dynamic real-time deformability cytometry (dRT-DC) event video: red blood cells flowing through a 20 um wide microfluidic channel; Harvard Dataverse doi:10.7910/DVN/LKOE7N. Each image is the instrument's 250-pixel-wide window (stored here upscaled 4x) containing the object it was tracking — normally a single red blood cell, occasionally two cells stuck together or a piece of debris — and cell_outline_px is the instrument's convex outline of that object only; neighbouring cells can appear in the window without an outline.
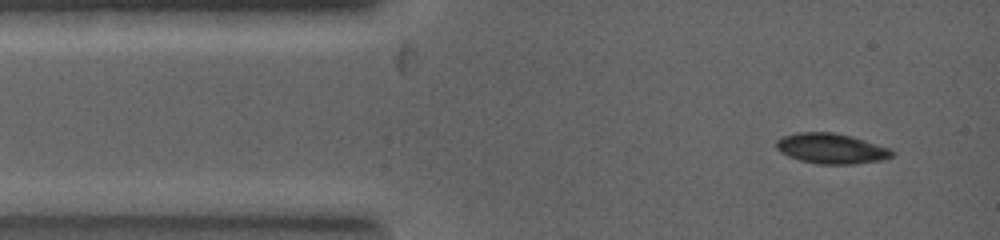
{"species": "common noctule bat (a hibernating species)", "species_latin": "Nyctalus noctula", "temperature_condition": "warm", "stored_images_in_passage": 3, "camera_frame_rate_fps": 5000, "um_per_image_px": 0.085, "animal": {"sex": "female", "body_mass_g": 19.0, "forearm_length_mm": 53.3}, "frame": {"image": 1, "passage_image": 1, "time_ms": 0.0, "image_size_px": [1000, 240], "cell_outline_px": [[896, 152], [892, 156], [880, 160], [852, 164], [820, 164], [800, 160], [788, 156], [780, 152], [776, 148], [776, 140], [784, 136], [796, 132], [832, 132], [852, 136], [888, 148]], "centroid_in_image_um": [70.63, 12.62], "position_along_channel_um": 14.4, "area_um2": 20.29}}
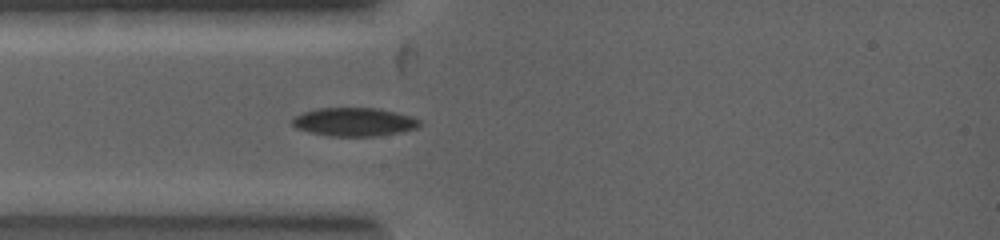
{"frame": {"image": 2, "passage_image": 3, "time_ms": 1.4, "image_size_px": [1000, 240], "cell_outline_px": [[420, 124], [416, 128], [400, 132], [376, 136], [328, 136], [308, 132], [296, 128], [288, 120], [304, 112], [320, 108], [376, 108], [412, 116], [420, 120]], "centroid_in_image_um": [30.06, 10.37], "position_along_channel_um": 54.9, "area_um2": 21.1}}